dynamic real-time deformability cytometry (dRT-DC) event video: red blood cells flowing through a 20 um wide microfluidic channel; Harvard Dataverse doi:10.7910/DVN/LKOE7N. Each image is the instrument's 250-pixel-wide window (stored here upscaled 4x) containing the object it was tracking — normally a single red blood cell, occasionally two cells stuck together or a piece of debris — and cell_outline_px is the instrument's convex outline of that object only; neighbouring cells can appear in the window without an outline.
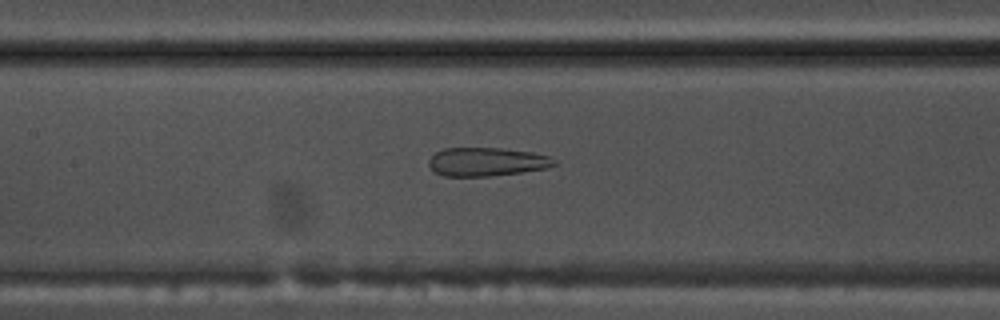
{"species": "common noctule bat (a hibernating species)", "species_latin": "Nyctalus noctula", "temperature_condition": "warm", "stored_images_in_passage": 50, "camera_frame_rate_fps": 3000, "um_per_image_px": 0.085, "animal": {"sex": "male", "body_mass_g": 17.5, "forearm_length_mm": 52.3}, "frame": {"image": 1, "passage_image": 22, "time_ms": 7.0, "image_size_px": [1000, 320], "cell_outline_px": [[556, 164], [548, 168], [520, 172], [488, 176], [444, 176], [436, 172], [428, 164], [428, 160], [436, 152], [444, 148], [500, 148], [532, 152], [548, 156], [556, 160]], "centroid_in_image_um": [41.37, 13.75], "position_along_channel_um": 166.0, "area_um2": 20.75}}
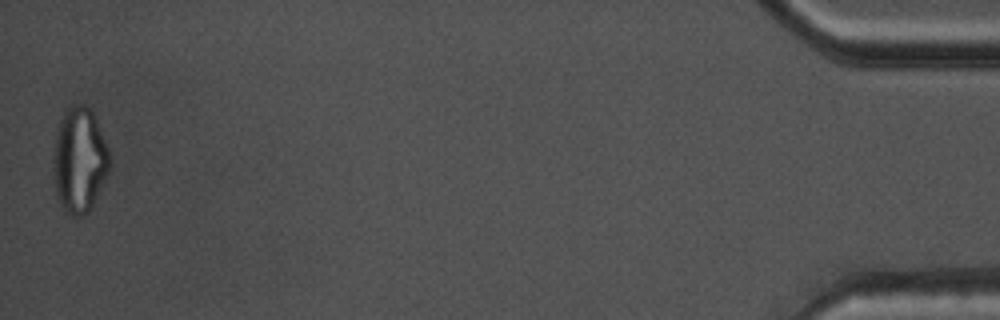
{"frame": {"image": 2, "passage_image": 50, "time_ms": 16.333, "image_size_px": [1000, 320], "cell_outline_px": [[112, 164], [88, 212], [80, 216], [72, 216], [64, 212], [56, 196], [56, 128], [64, 112], [72, 104], [84, 104], [92, 112], [96, 120], [112, 156]], "centroid_in_image_um": [6.8, 13.6], "position_along_channel_um": 428.4, "area_um2": 33.87}}